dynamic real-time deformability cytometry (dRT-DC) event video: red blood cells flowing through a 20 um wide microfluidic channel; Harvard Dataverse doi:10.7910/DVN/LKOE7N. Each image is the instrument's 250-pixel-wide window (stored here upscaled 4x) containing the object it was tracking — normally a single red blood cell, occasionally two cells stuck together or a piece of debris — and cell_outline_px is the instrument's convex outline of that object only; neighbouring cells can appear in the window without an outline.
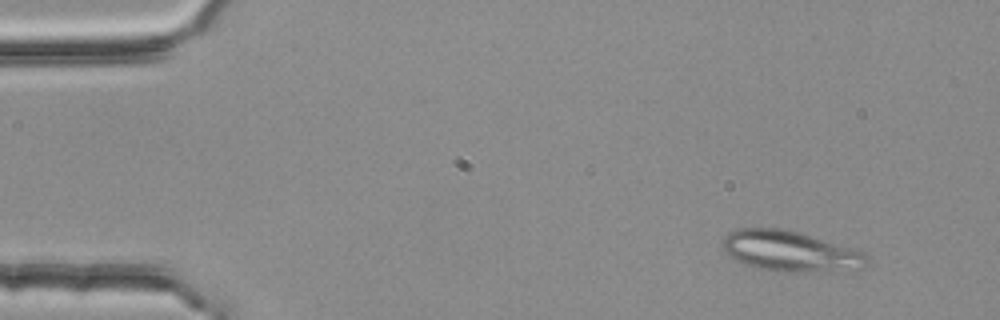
{"species": "common noctule bat (a hibernating species)", "species_latin": "Nyctalus noctula", "temperature_condition": "room temperature", "stored_images_in_passage": 5, "camera_frame_rate_fps": 3000, "um_per_image_px": 0.085, "animal": {"sex": "female", "body_mass_g": 25.1}, "frame": {"image": 1, "passage_image": 2, "time_ms": 0.333, "image_size_px": [1000, 320], "cell_outline_px": [[868, 260], [856, 272], [796, 272], [760, 268], [736, 260], [728, 256], [720, 248], [724, 236], [728, 232], [736, 228], [780, 228], [800, 232], [852, 248], [864, 252], [868, 256]], "centroid_in_image_um": [67.18, 21.36], "position_along_channel_um": 17.8, "area_um2": 34.51}}